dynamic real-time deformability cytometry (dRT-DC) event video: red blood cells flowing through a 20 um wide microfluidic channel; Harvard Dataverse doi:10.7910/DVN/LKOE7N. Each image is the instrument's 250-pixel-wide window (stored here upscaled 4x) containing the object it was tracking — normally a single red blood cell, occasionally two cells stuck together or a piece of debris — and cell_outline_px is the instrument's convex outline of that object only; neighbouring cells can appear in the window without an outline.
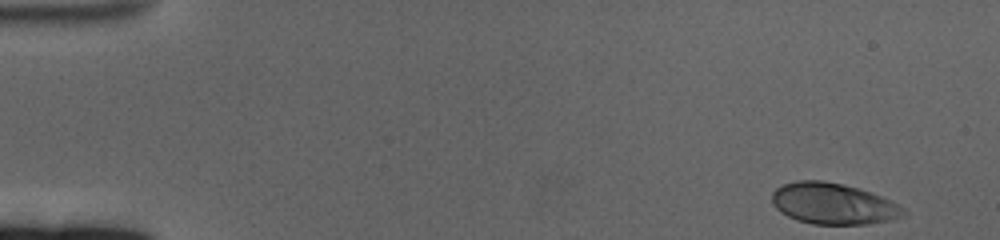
{"species": "human", "species_latin": "Homo sapiens", "temperature_condition": "cold", "stored_images_in_passage": 58, "camera_frame_rate_fps": 3000, "um_per_image_px": 0.085, "donor": {"sex": "female"}, "frame": {"image": 1, "passage_image": 1, "time_ms": 0.0, "image_size_px": [1000, 240], "cell_outline_px": [[908, 212], [904, 216], [892, 220], [868, 224], [812, 224], [796, 220], [780, 212], [776, 208], [772, 200], [772, 192], [776, 188], [784, 184], [796, 180], [824, 180], [860, 188], [892, 200], [904, 208]], "centroid_in_image_um": [70.85, 17.31], "position_along_channel_um": 14.1, "area_um2": 31.91}}
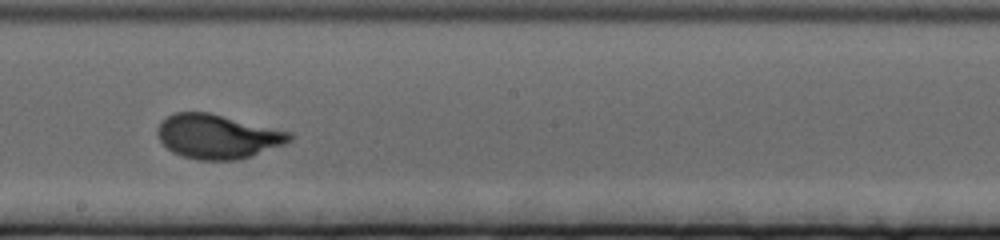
{"frame": {"image": 2, "passage_image": 32, "time_ms": 10.333, "image_size_px": [1000, 240], "cell_outline_px": [[292, 140], [284, 144], [252, 156], [240, 160], [196, 160], [172, 152], [160, 140], [156, 132], [156, 128], [160, 120], [176, 112], [208, 112], [292, 132]], "centroid_in_image_um": [18.48, 11.6], "position_along_channel_um": 229.7, "area_um2": 34.16}}
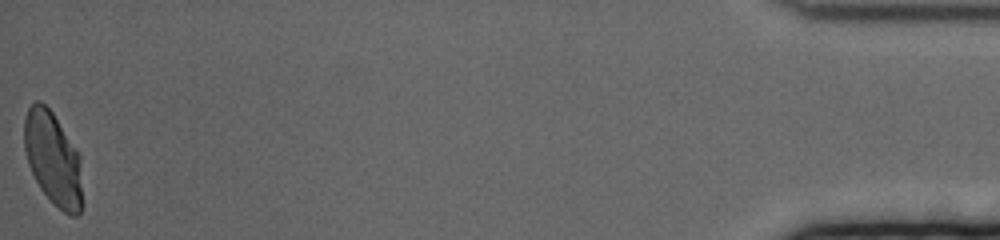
{"frame": {"image": 3, "passage_image": 58, "time_ms": 19.0, "image_size_px": [1000, 240], "cell_outline_px": [[80, 212], [76, 216], [72, 216], [64, 212], [40, 188], [28, 164], [24, 148], [24, 120], [28, 108], [36, 100], [40, 100], [52, 112], [80, 156]], "centroid_in_image_um": [4.46, 13.44], "position_along_channel_um": 430.7, "area_um2": 30.75}, "authors_computed_cell_mechanics": {"area_um2": 32.0501, "velocity_mm_per_s": 3.3404, "shape_relaxation_time_tau1_ms": 3.6744, "shape_relaxation_time_tau2_ms": null, "deformation_change_tau1": 0.1736, "deformation_change_tau2": null}}